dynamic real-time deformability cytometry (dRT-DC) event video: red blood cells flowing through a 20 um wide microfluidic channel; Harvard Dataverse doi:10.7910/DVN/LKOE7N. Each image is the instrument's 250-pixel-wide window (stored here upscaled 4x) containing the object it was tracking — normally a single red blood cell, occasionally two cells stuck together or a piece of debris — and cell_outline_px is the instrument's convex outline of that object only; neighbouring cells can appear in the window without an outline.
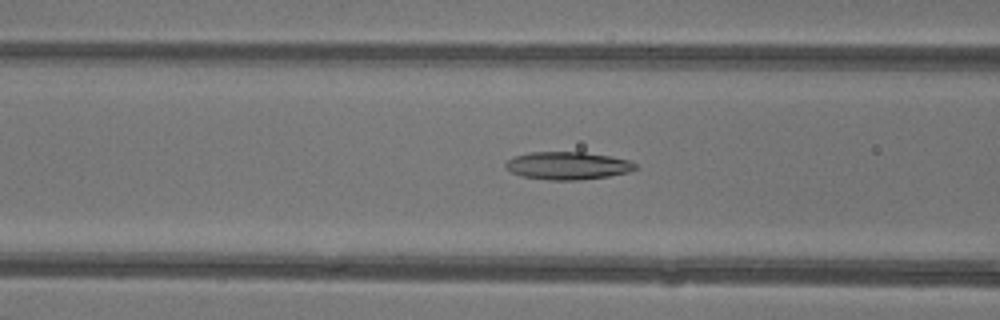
{"species": "common noctule bat (a hibernating species)", "species_latin": "Nyctalus noctula", "temperature_condition": "warm", "stored_images_in_passage": 41, "camera_frame_rate_fps": 3000, "um_per_image_px": 0.085, "animal": {"sex": "female"}, "frame": {"image": 1, "passage_image": 13, "time_ms": 4.0, "image_size_px": [1000, 320], "cell_outline_px": [[640, 168], [628, 172], [608, 176], [576, 180], [548, 180], [520, 176], [512, 172], [504, 164], [508, 160], [516, 156], [528, 152], [584, 152], [608, 156], [628, 160], [636, 164]], "centroid_in_image_um": [48.26, 14.08], "position_along_channel_um": 118.3, "area_um2": 20.87}}
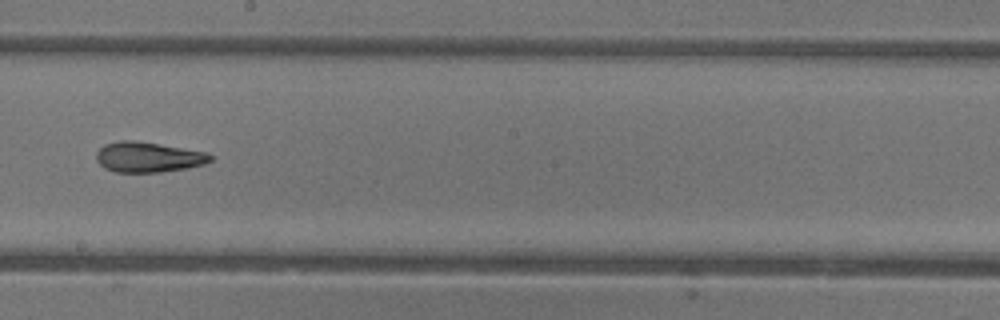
{"frame": {"image": 2, "passage_image": 21, "time_ms": 6.667, "image_size_px": [1000, 320], "cell_outline_px": [[212, 160], [204, 164], [188, 168], [160, 172], [116, 172], [104, 168], [96, 160], [96, 152], [104, 144], [120, 140], [132, 140], [208, 152], [212, 156]], "centroid_in_image_um": [12.59, 13.36], "position_along_channel_um": 235.6, "area_um2": 20.11}}
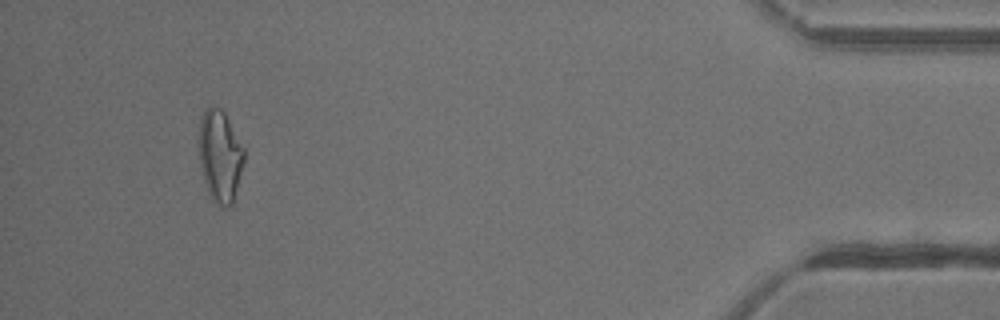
{"frame": {"image": 3, "passage_image": 38, "time_ms": 12.333, "image_size_px": [1000, 320], "cell_outline_px": [[244, 160], [232, 204], [224, 208], [212, 200], [208, 192], [204, 180], [200, 164], [196, 140], [200, 120], [204, 108], [208, 104], [220, 108], [224, 112], [244, 148]], "centroid_in_image_um": [18.65, 13.2], "position_along_channel_um": 416.6, "area_um2": 24.51}, "authors_computed_cell_mechanics": {"area_um2": 20.9814, "velocity_mm_per_s": 4.4043, "shape_relaxation_time_tau1_ms": 8.7012, "shape_relaxation_time_tau2_ms": 3.1289, "deformation_change_tau1": 0.2597, "deformation_change_tau2": 0.135}}